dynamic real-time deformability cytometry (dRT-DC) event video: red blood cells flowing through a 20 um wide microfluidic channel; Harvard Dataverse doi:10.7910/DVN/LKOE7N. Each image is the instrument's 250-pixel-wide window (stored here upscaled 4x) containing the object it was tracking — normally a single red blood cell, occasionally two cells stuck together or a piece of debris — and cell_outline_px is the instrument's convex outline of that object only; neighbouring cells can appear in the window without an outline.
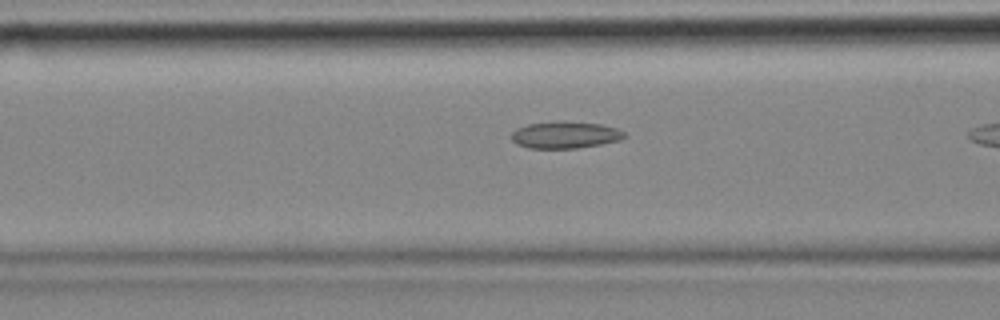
{"species": "common noctule bat (a hibernating species)", "species_latin": "Nyctalus noctula", "temperature_condition": "cold", "stored_images_in_passage": 41, "camera_frame_rate_fps": 3000, "um_per_image_px": 0.085, "animal": {"sex": "female", "body_mass_g": 18.4}, "frame": {"image": 1, "passage_image": 18, "time_ms": 5.667, "image_size_px": [1000, 320], "cell_outline_px": [[628, 136], [620, 140], [600, 144], [576, 148], [528, 148], [516, 144], [508, 136], [516, 128], [528, 124], [564, 120], [600, 124], [616, 128], [624, 132]], "centroid_in_image_um": [48.0, 11.46], "position_along_channel_um": 118.6, "area_um2": 17.92}}
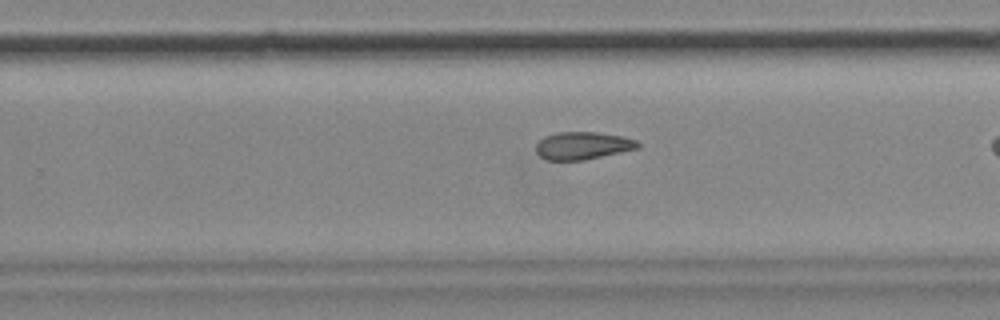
{"frame": {"image": 2, "passage_image": 32, "time_ms": 10.333, "image_size_px": [1000, 320], "cell_outline_px": [[640, 148], [584, 160], [548, 160], [540, 156], [536, 152], [536, 144], [544, 136], [556, 132], [596, 132], [620, 136], [636, 140], [640, 144]], "centroid_in_image_um": [49.52, 12.38], "position_along_channel_um": 280.3, "area_um2": 16.36}}
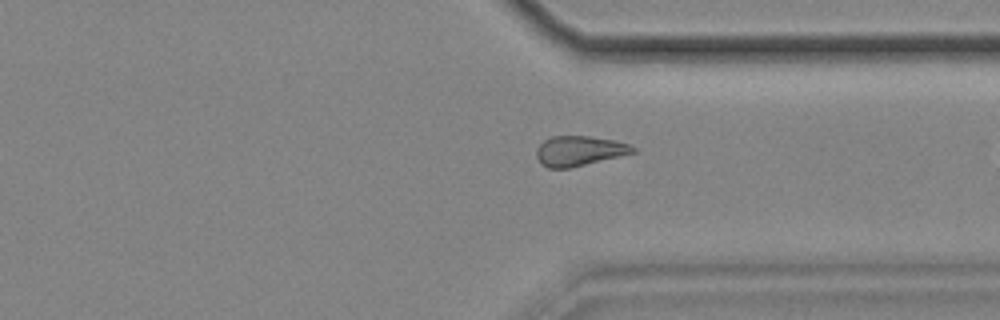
{"frame": {"image": 3, "passage_image": 39, "time_ms": 12.667, "image_size_px": [1000, 320], "cell_outline_px": [[636, 152], [620, 156], [568, 168], [548, 168], [540, 164], [536, 156], [536, 148], [544, 140], [552, 136], [592, 136], [616, 140], [628, 144], [636, 148]], "centroid_in_image_um": [49.22, 12.82], "position_along_channel_um": 362.2, "area_um2": 16.88}}